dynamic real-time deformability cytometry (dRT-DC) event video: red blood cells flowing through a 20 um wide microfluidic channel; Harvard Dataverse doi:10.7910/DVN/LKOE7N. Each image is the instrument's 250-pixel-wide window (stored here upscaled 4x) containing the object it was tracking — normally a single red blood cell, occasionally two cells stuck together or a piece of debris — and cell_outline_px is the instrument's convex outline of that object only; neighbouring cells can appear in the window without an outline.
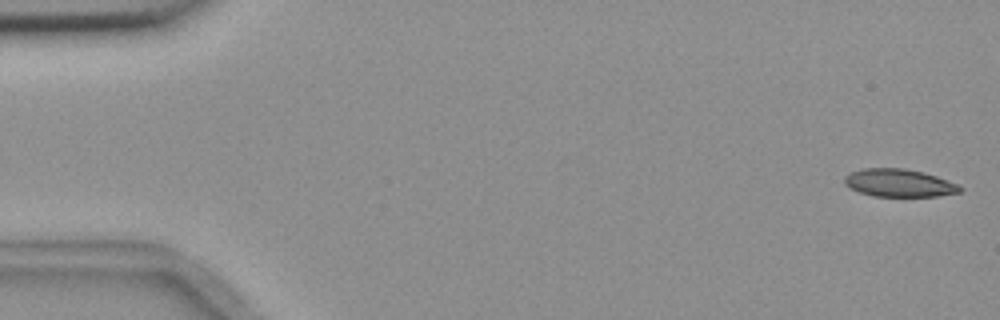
{"species": "common noctule bat (a hibernating species)", "species_latin": "Nyctalus noctula", "temperature_condition": "room temperature", "stored_images_in_passage": 9, "camera_frame_rate_fps": 3000, "um_per_image_px": 0.085, "animal": {"sex": "female", "body_mass_g": 18.4}, "frame": {"image": 1, "passage_image": 1, "time_ms": 0.0, "image_size_px": [1000, 320], "cell_outline_px": [[964, 188], [960, 192], [936, 196], [872, 196], [848, 188], [844, 184], [844, 176], [852, 172], [864, 168], [904, 168], [924, 172], [936, 176], [956, 184]], "centroid_in_image_um": [76.39, 15.55], "position_along_channel_um": 8.6, "area_um2": 18.67}}
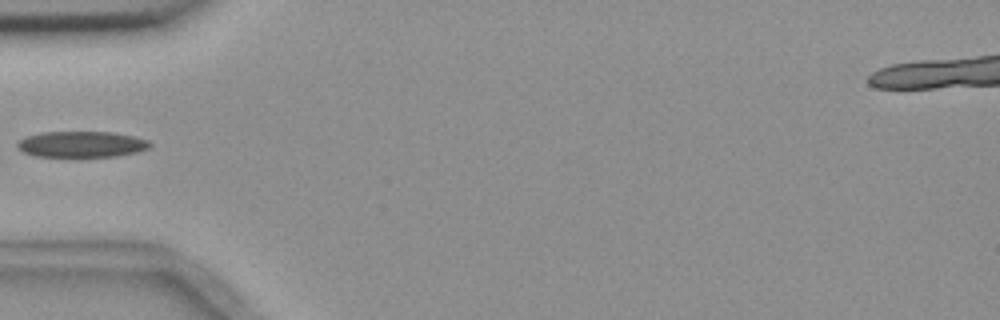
{"frame": {"image": 2, "passage_image": 5, "time_ms": 5.667, "image_size_px": [1000, 320], "cell_outline_px": [[152, 144], [148, 148], [136, 152], [116, 156], [80, 160], [36, 156], [24, 152], [16, 148], [16, 144], [20, 140], [28, 136], [40, 132], [112, 132], [136, 136], [148, 140]], "centroid_in_image_um": [6.92, 12.31], "position_along_channel_um": 78.1, "area_um2": 21.15}}
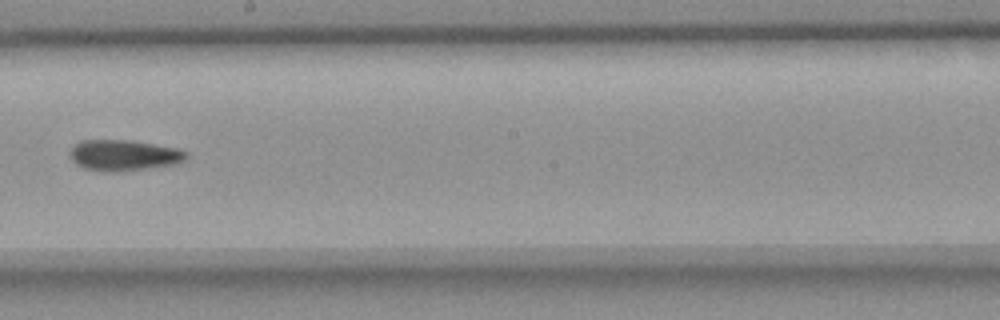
{"frame": {"image": 3, "passage_image": 9, "time_ms": 10.0, "image_size_px": [1000, 320], "cell_outline_px": [[188, 156], [184, 160], [176, 164], [116, 172], [104, 172], [84, 168], [76, 164], [68, 156], [68, 152], [80, 140], [132, 140], [180, 148], [188, 152]], "centroid_in_image_um": [10.52, 13.19], "position_along_channel_um": 237.7, "area_um2": 21.21}}